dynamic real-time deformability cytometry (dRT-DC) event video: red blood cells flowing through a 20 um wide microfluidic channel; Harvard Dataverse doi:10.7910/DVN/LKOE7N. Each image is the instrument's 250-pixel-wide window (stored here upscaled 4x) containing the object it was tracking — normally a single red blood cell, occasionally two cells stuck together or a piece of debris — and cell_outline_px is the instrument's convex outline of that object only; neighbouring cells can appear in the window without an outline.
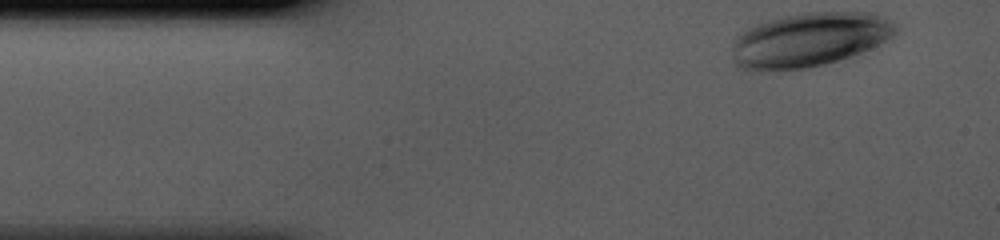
{"species": "human", "species_latin": "Homo sapiens", "temperature_condition": "cold", "stored_images_in_passage": 35, "camera_frame_rate_fps": 3000, "um_per_image_px": 0.085, "donor": {"sex": "male"}, "frame": {"image": 1, "passage_image": 1, "time_ms": 0.0, "image_size_px": [1000, 240], "cell_outline_px": [[896, 32], [892, 36], [860, 52], [824, 64], [804, 68], [736, 68], [732, 56], [736, 36], [740, 32], [756, 24], [768, 20], [784, 16], [808, 12], [872, 12], [892, 24], [896, 28]], "centroid_in_image_um": [68.74, 3.34], "position_along_channel_um": 16.3, "area_um2": 50.11}}
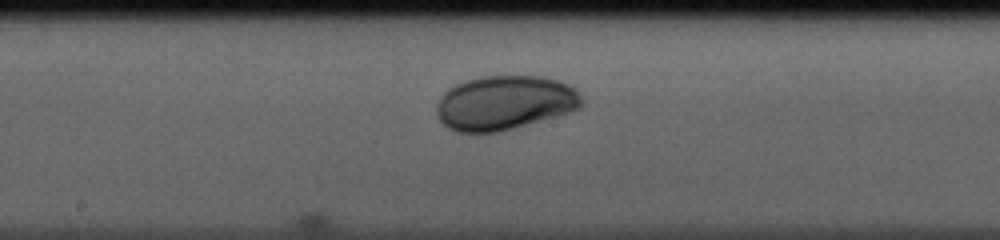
{"frame": {"image": 2, "passage_image": 19, "time_ms": 6.0, "image_size_px": [1000, 240], "cell_outline_px": [[584, 100], [580, 108], [556, 116], [500, 132], [456, 132], [448, 128], [440, 120], [436, 112], [436, 104], [440, 96], [448, 88], [464, 80], [484, 76], [540, 76], [556, 80], [568, 84], [576, 88]], "centroid_in_image_um": [42.89, 8.73], "position_along_channel_um": 205.3, "area_um2": 46.12}}
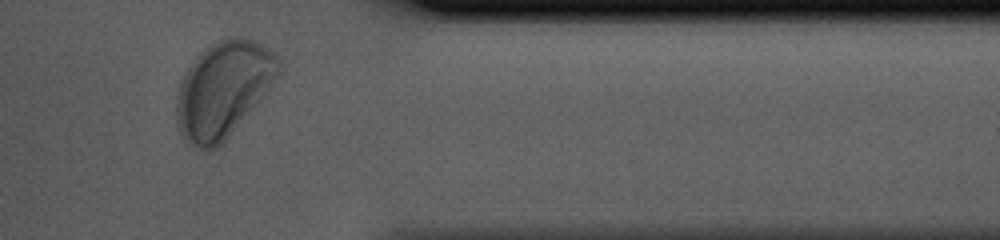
{"frame": {"image": 3, "passage_image": 33, "time_ms": 10.667, "image_size_px": [1000, 240], "cell_outline_px": [[284, 68], [280, 76], [260, 100], [224, 140], [216, 148], [200, 148], [184, 140], [180, 136], [176, 120], [176, 96], [184, 72], [196, 56], [200, 52], [220, 40], [236, 36], [240, 36], [252, 40], [276, 52]], "centroid_in_image_um": [19.0, 7.56], "position_along_channel_um": 392.4, "area_um2": 56.99}}